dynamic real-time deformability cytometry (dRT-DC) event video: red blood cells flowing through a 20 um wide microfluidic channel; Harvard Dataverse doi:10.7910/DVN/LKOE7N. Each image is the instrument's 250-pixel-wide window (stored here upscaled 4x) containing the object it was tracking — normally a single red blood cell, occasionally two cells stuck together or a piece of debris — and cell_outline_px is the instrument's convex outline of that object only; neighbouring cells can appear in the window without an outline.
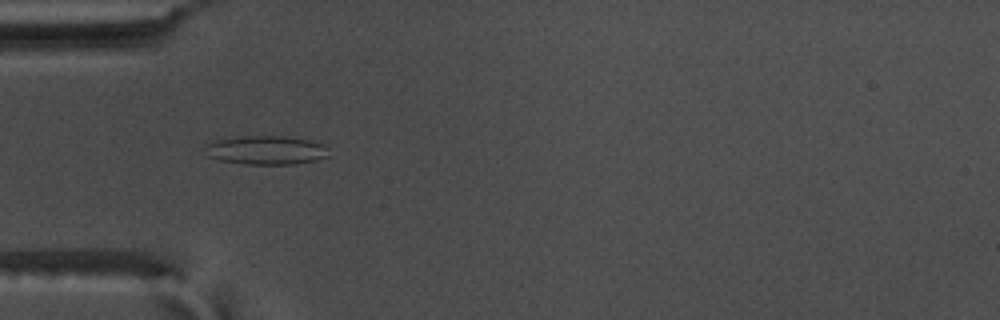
{"species": "common noctule bat (a hibernating species)", "species_latin": "Nyctalus noctula", "temperature_condition": "warm", "stored_images_in_passage": 49, "camera_frame_rate_fps": 3000, "um_per_image_px": 0.085, "animal": {"sex": "male", "body_mass_g": 17.5, "forearm_length_mm": 52.3}, "frame": {"image": 1, "passage_image": 11, "time_ms": 3.333, "image_size_px": [1000, 320], "cell_outline_px": [[332, 156], [316, 160], [296, 164], [244, 164], [220, 160], [208, 156], [208, 144], [220, 140], [244, 136], [284, 136], [308, 140], [324, 144], [328, 148]], "centroid_in_image_um": [22.75, 12.77], "position_along_channel_um": 62.2, "area_um2": 20.58}}
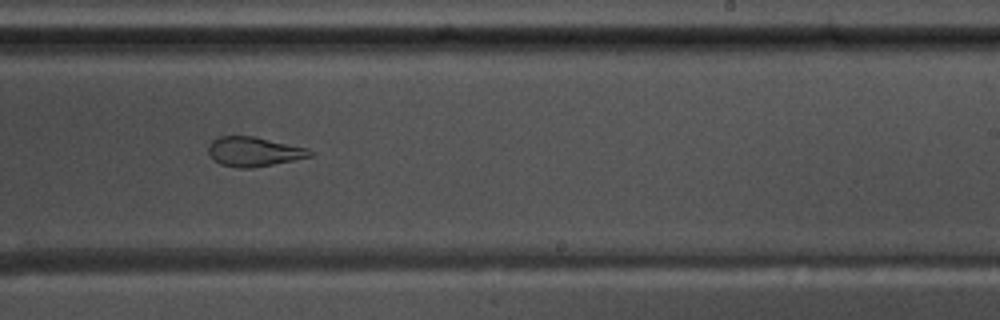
{"frame": {"image": 2, "passage_image": 28, "time_ms": 9.0, "image_size_px": [1000, 320], "cell_outline_px": [[312, 156], [252, 168], [236, 168], [220, 164], [208, 152], [208, 148], [212, 140], [220, 136], [256, 136], [308, 148], [312, 152]], "centroid_in_image_um": [21.58, 12.88], "position_along_channel_um": 267.4, "area_um2": 17.34}}
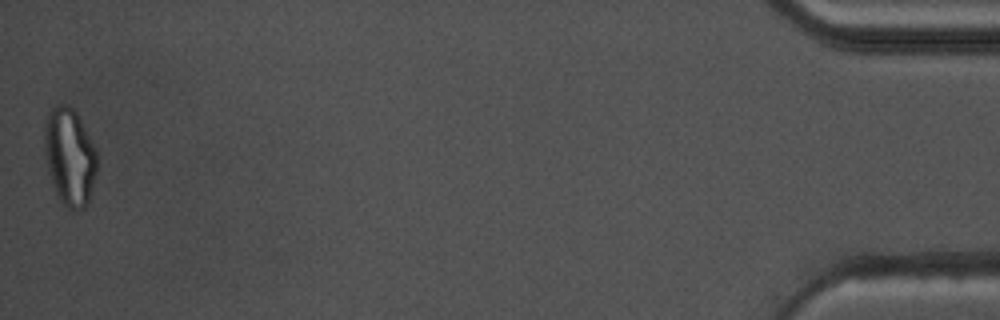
{"frame": {"image": 3, "passage_image": 49, "time_ms": 16.0, "image_size_px": [1000, 320], "cell_outline_px": [[96, 172], [88, 200], [84, 208], [80, 212], [76, 212], [68, 208], [60, 200], [56, 192], [48, 168], [44, 152], [44, 124], [48, 112], [56, 104], [68, 104], [76, 112], [96, 148]], "centroid_in_image_um": [5.91, 13.3], "position_along_channel_um": 429.3, "area_um2": 29.77}, "authors_computed_cell_mechanics": {"area_um2": 20.5768, "velocity_mm_per_s": 3.6528, "shape_relaxation_time_tau1_ms": null, "shape_relaxation_time_tau2_ms": 2.1652, "deformation_change_tau1": null, "deformation_change_tau2": 0.1028}}